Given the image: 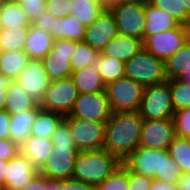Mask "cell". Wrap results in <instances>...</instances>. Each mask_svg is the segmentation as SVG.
<instances>
[{"mask_svg":"<svg viewBox=\"0 0 190 190\" xmlns=\"http://www.w3.org/2000/svg\"><path fill=\"white\" fill-rule=\"evenodd\" d=\"M143 121L139 111L112 112L106 122L103 149L123 162L131 152L139 147Z\"/></svg>","mask_w":190,"mask_h":190,"instance_id":"1","label":"cell"},{"mask_svg":"<svg viewBox=\"0 0 190 190\" xmlns=\"http://www.w3.org/2000/svg\"><path fill=\"white\" fill-rule=\"evenodd\" d=\"M122 162L105 149L79 151L72 178L93 185L103 182Z\"/></svg>","mask_w":190,"mask_h":190,"instance_id":"2","label":"cell"},{"mask_svg":"<svg viewBox=\"0 0 190 190\" xmlns=\"http://www.w3.org/2000/svg\"><path fill=\"white\" fill-rule=\"evenodd\" d=\"M125 77L144 87L167 81L164 61L144 49L125 62Z\"/></svg>","mask_w":190,"mask_h":190,"instance_id":"3","label":"cell"},{"mask_svg":"<svg viewBox=\"0 0 190 190\" xmlns=\"http://www.w3.org/2000/svg\"><path fill=\"white\" fill-rule=\"evenodd\" d=\"M144 86L134 80L122 77L105 86L111 112L139 111Z\"/></svg>","mask_w":190,"mask_h":190,"instance_id":"4","label":"cell"},{"mask_svg":"<svg viewBox=\"0 0 190 190\" xmlns=\"http://www.w3.org/2000/svg\"><path fill=\"white\" fill-rule=\"evenodd\" d=\"M174 112L169 80L144 87L139 109L140 116L144 120L172 119Z\"/></svg>","mask_w":190,"mask_h":190,"instance_id":"5","label":"cell"},{"mask_svg":"<svg viewBox=\"0 0 190 190\" xmlns=\"http://www.w3.org/2000/svg\"><path fill=\"white\" fill-rule=\"evenodd\" d=\"M78 90L72 77L50 81L44 93L40 108L69 115L78 98Z\"/></svg>","mask_w":190,"mask_h":190,"instance_id":"6","label":"cell"},{"mask_svg":"<svg viewBox=\"0 0 190 190\" xmlns=\"http://www.w3.org/2000/svg\"><path fill=\"white\" fill-rule=\"evenodd\" d=\"M78 151L100 150L104 147L106 122L65 117Z\"/></svg>","mask_w":190,"mask_h":190,"instance_id":"7","label":"cell"},{"mask_svg":"<svg viewBox=\"0 0 190 190\" xmlns=\"http://www.w3.org/2000/svg\"><path fill=\"white\" fill-rule=\"evenodd\" d=\"M190 26L181 24L165 32L148 35L143 40V49L165 61L189 40Z\"/></svg>","mask_w":190,"mask_h":190,"instance_id":"8","label":"cell"},{"mask_svg":"<svg viewBox=\"0 0 190 190\" xmlns=\"http://www.w3.org/2000/svg\"><path fill=\"white\" fill-rule=\"evenodd\" d=\"M168 153V150L137 147L124 159L122 164L129 171L162 181L163 158H166Z\"/></svg>","mask_w":190,"mask_h":190,"instance_id":"9","label":"cell"},{"mask_svg":"<svg viewBox=\"0 0 190 190\" xmlns=\"http://www.w3.org/2000/svg\"><path fill=\"white\" fill-rule=\"evenodd\" d=\"M76 49V42L55 39L53 47L42 59L50 81L72 76L71 57Z\"/></svg>","mask_w":190,"mask_h":190,"instance_id":"10","label":"cell"},{"mask_svg":"<svg viewBox=\"0 0 190 190\" xmlns=\"http://www.w3.org/2000/svg\"><path fill=\"white\" fill-rule=\"evenodd\" d=\"M113 13L118 33L144 40L145 4H115L108 7Z\"/></svg>","mask_w":190,"mask_h":190,"instance_id":"11","label":"cell"},{"mask_svg":"<svg viewBox=\"0 0 190 190\" xmlns=\"http://www.w3.org/2000/svg\"><path fill=\"white\" fill-rule=\"evenodd\" d=\"M111 113L106 92L98 91L95 93L79 94L70 114L65 117L107 122Z\"/></svg>","mask_w":190,"mask_h":190,"instance_id":"12","label":"cell"},{"mask_svg":"<svg viewBox=\"0 0 190 190\" xmlns=\"http://www.w3.org/2000/svg\"><path fill=\"white\" fill-rule=\"evenodd\" d=\"M175 137L173 119L144 120L139 147L168 150Z\"/></svg>","mask_w":190,"mask_h":190,"instance_id":"13","label":"cell"},{"mask_svg":"<svg viewBox=\"0 0 190 190\" xmlns=\"http://www.w3.org/2000/svg\"><path fill=\"white\" fill-rule=\"evenodd\" d=\"M26 91V93L40 105L44 93L49 86L48 78L42 60L30 59L25 68L15 80Z\"/></svg>","mask_w":190,"mask_h":190,"instance_id":"14","label":"cell"},{"mask_svg":"<svg viewBox=\"0 0 190 190\" xmlns=\"http://www.w3.org/2000/svg\"><path fill=\"white\" fill-rule=\"evenodd\" d=\"M77 148L53 146V152L47 158L46 163L39 172L53 181H61L72 178Z\"/></svg>","mask_w":190,"mask_h":190,"instance_id":"15","label":"cell"},{"mask_svg":"<svg viewBox=\"0 0 190 190\" xmlns=\"http://www.w3.org/2000/svg\"><path fill=\"white\" fill-rule=\"evenodd\" d=\"M118 34L116 20L109 8H105L90 25L86 26L84 42L101 52Z\"/></svg>","mask_w":190,"mask_h":190,"instance_id":"16","label":"cell"},{"mask_svg":"<svg viewBox=\"0 0 190 190\" xmlns=\"http://www.w3.org/2000/svg\"><path fill=\"white\" fill-rule=\"evenodd\" d=\"M6 190H22L39 172L32 162L21 152L8 161Z\"/></svg>","mask_w":190,"mask_h":190,"instance_id":"17","label":"cell"},{"mask_svg":"<svg viewBox=\"0 0 190 190\" xmlns=\"http://www.w3.org/2000/svg\"><path fill=\"white\" fill-rule=\"evenodd\" d=\"M142 49V39L118 33L100 53L113 59L127 62Z\"/></svg>","mask_w":190,"mask_h":190,"instance_id":"18","label":"cell"},{"mask_svg":"<svg viewBox=\"0 0 190 190\" xmlns=\"http://www.w3.org/2000/svg\"><path fill=\"white\" fill-rule=\"evenodd\" d=\"M146 23L144 29V39L148 35H153L166 30L177 28L181 23L165 10L155 7L149 2L145 3Z\"/></svg>","mask_w":190,"mask_h":190,"instance_id":"19","label":"cell"},{"mask_svg":"<svg viewBox=\"0 0 190 190\" xmlns=\"http://www.w3.org/2000/svg\"><path fill=\"white\" fill-rule=\"evenodd\" d=\"M53 146L52 139L30 135L19 147L20 152L39 170L53 152Z\"/></svg>","mask_w":190,"mask_h":190,"instance_id":"20","label":"cell"},{"mask_svg":"<svg viewBox=\"0 0 190 190\" xmlns=\"http://www.w3.org/2000/svg\"><path fill=\"white\" fill-rule=\"evenodd\" d=\"M53 36L44 30L30 26L24 51L30 59L42 60L53 47Z\"/></svg>","mask_w":190,"mask_h":190,"instance_id":"21","label":"cell"},{"mask_svg":"<svg viewBox=\"0 0 190 190\" xmlns=\"http://www.w3.org/2000/svg\"><path fill=\"white\" fill-rule=\"evenodd\" d=\"M86 26L82 24L72 14L57 18L53 24V30L50 34L53 39L70 40L81 42L84 40Z\"/></svg>","mask_w":190,"mask_h":190,"instance_id":"22","label":"cell"},{"mask_svg":"<svg viewBox=\"0 0 190 190\" xmlns=\"http://www.w3.org/2000/svg\"><path fill=\"white\" fill-rule=\"evenodd\" d=\"M38 105L32 110H27L21 114H10V139L18 146H21L31 135V127L40 110Z\"/></svg>","mask_w":190,"mask_h":190,"instance_id":"23","label":"cell"},{"mask_svg":"<svg viewBox=\"0 0 190 190\" xmlns=\"http://www.w3.org/2000/svg\"><path fill=\"white\" fill-rule=\"evenodd\" d=\"M6 93L4 109L10 114H21L38 106L15 80L11 82Z\"/></svg>","mask_w":190,"mask_h":190,"instance_id":"24","label":"cell"},{"mask_svg":"<svg viewBox=\"0 0 190 190\" xmlns=\"http://www.w3.org/2000/svg\"><path fill=\"white\" fill-rule=\"evenodd\" d=\"M71 77L79 94L105 91V85L101 80L96 64L72 72Z\"/></svg>","mask_w":190,"mask_h":190,"instance_id":"25","label":"cell"},{"mask_svg":"<svg viewBox=\"0 0 190 190\" xmlns=\"http://www.w3.org/2000/svg\"><path fill=\"white\" fill-rule=\"evenodd\" d=\"M164 67L167 80L181 79L190 72V39L164 61Z\"/></svg>","mask_w":190,"mask_h":190,"instance_id":"26","label":"cell"},{"mask_svg":"<svg viewBox=\"0 0 190 190\" xmlns=\"http://www.w3.org/2000/svg\"><path fill=\"white\" fill-rule=\"evenodd\" d=\"M29 60L24 50L0 51V73L12 81L16 80Z\"/></svg>","mask_w":190,"mask_h":190,"instance_id":"27","label":"cell"},{"mask_svg":"<svg viewBox=\"0 0 190 190\" xmlns=\"http://www.w3.org/2000/svg\"><path fill=\"white\" fill-rule=\"evenodd\" d=\"M64 118L62 114L40 109L31 127V135L51 139Z\"/></svg>","mask_w":190,"mask_h":190,"instance_id":"28","label":"cell"},{"mask_svg":"<svg viewBox=\"0 0 190 190\" xmlns=\"http://www.w3.org/2000/svg\"><path fill=\"white\" fill-rule=\"evenodd\" d=\"M0 21L2 28H24L31 26V22L25 14L22 5L14 0H6L0 9Z\"/></svg>","mask_w":190,"mask_h":190,"instance_id":"29","label":"cell"},{"mask_svg":"<svg viewBox=\"0 0 190 190\" xmlns=\"http://www.w3.org/2000/svg\"><path fill=\"white\" fill-rule=\"evenodd\" d=\"M104 9L96 0H72L71 14L85 26H90Z\"/></svg>","mask_w":190,"mask_h":190,"instance_id":"30","label":"cell"},{"mask_svg":"<svg viewBox=\"0 0 190 190\" xmlns=\"http://www.w3.org/2000/svg\"><path fill=\"white\" fill-rule=\"evenodd\" d=\"M96 65L105 86L110 82L125 77V62L123 61L113 59L100 53Z\"/></svg>","mask_w":190,"mask_h":190,"instance_id":"31","label":"cell"},{"mask_svg":"<svg viewBox=\"0 0 190 190\" xmlns=\"http://www.w3.org/2000/svg\"><path fill=\"white\" fill-rule=\"evenodd\" d=\"M148 2L165 10L181 24L190 26V0H148Z\"/></svg>","mask_w":190,"mask_h":190,"instance_id":"32","label":"cell"},{"mask_svg":"<svg viewBox=\"0 0 190 190\" xmlns=\"http://www.w3.org/2000/svg\"><path fill=\"white\" fill-rule=\"evenodd\" d=\"M29 27L1 28L0 51L24 50Z\"/></svg>","mask_w":190,"mask_h":190,"instance_id":"33","label":"cell"},{"mask_svg":"<svg viewBox=\"0 0 190 190\" xmlns=\"http://www.w3.org/2000/svg\"><path fill=\"white\" fill-rule=\"evenodd\" d=\"M168 151L181 174L190 173V139L175 137Z\"/></svg>","mask_w":190,"mask_h":190,"instance_id":"34","label":"cell"},{"mask_svg":"<svg viewBox=\"0 0 190 190\" xmlns=\"http://www.w3.org/2000/svg\"><path fill=\"white\" fill-rule=\"evenodd\" d=\"M99 54L100 52L90 47L84 41L76 42V49L71 57L73 72L96 64Z\"/></svg>","mask_w":190,"mask_h":190,"instance_id":"35","label":"cell"},{"mask_svg":"<svg viewBox=\"0 0 190 190\" xmlns=\"http://www.w3.org/2000/svg\"><path fill=\"white\" fill-rule=\"evenodd\" d=\"M169 89L175 111L190 107V83L172 79L169 80Z\"/></svg>","mask_w":190,"mask_h":190,"instance_id":"36","label":"cell"},{"mask_svg":"<svg viewBox=\"0 0 190 190\" xmlns=\"http://www.w3.org/2000/svg\"><path fill=\"white\" fill-rule=\"evenodd\" d=\"M95 190H129V170L121 164Z\"/></svg>","mask_w":190,"mask_h":190,"instance_id":"37","label":"cell"},{"mask_svg":"<svg viewBox=\"0 0 190 190\" xmlns=\"http://www.w3.org/2000/svg\"><path fill=\"white\" fill-rule=\"evenodd\" d=\"M172 119L176 137L190 139V107L175 111Z\"/></svg>","mask_w":190,"mask_h":190,"instance_id":"38","label":"cell"},{"mask_svg":"<svg viewBox=\"0 0 190 190\" xmlns=\"http://www.w3.org/2000/svg\"><path fill=\"white\" fill-rule=\"evenodd\" d=\"M51 139L54 146L76 148V144L65 120L59 124Z\"/></svg>","mask_w":190,"mask_h":190,"instance_id":"39","label":"cell"},{"mask_svg":"<svg viewBox=\"0 0 190 190\" xmlns=\"http://www.w3.org/2000/svg\"><path fill=\"white\" fill-rule=\"evenodd\" d=\"M22 5V8L32 23L46 10V0H14Z\"/></svg>","mask_w":190,"mask_h":190,"instance_id":"40","label":"cell"},{"mask_svg":"<svg viewBox=\"0 0 190 190\" xmlns=\"http://www.w3.org/2000/svg\"><path fill=\"white\" fill-rule=\"evenodd\" d=\"M180 176V168L177 166L176 161L168 153L166 158H163L162 181L177 183Z\"/></svg>","mask_w":190,"mask_h":190,"instance_id":"41","label":"cell"},{"mask_svg":"<svg viewBox=\"0 0 190 190\" xmlns=\"http://www.w3.org/2000/svg\"><path fill=\"white\" fill-rule=\"evenodd\" d=\"M72 0H46V11L61 18L71 14Z\"/></svg>","mask_w":190,"mask_h":190,"instance_id":"42","label":"cell"},{"mask_svg":"<svg viewBox=\"0 0 190 190\" xmlns=\"http://www.w3.org/2000/svg\"><path fill=\"white\" fill-rule=\"evenodd\" d=\"M152 181V177L129 171V190H149Z\"/></svg>","mask_w":190,"mask_h":190,"instance_id":"43","label":"cell"},{"mask_svg":"<svg viewBox=\"0 0 190 190\" xmlns=\"http://www.w3.org/2000/svg\"><path fill=\"white\" fill-rule=\"evenodd\" d=\"M19 152L20 147L13 140L0 139V160L9 161Z\"/></svg>","mask_w":190,"mask_h":190,"instance_id":"44","label":"cell"},{"mask_svg":"<svg viewBox=\"0 0 190 190\" xmlns=\"http://www.w3.org/2000/svg\"><path fill=\"white\" fill-rule=\"evenodd\" d=\"M55 19L57 18L54 17L50 12H47L45 10L31 23V25L50 33L53 30V24Z\"/></svg>","mask_w":190,"mask_h":190,"instance_id":"45","label":"cell"},{"mask_svg":"<svg viewBox=\"0 0 190 190\" xmlns=\"http://www.w3.org/2000/svg\"><path fill=\"white\" fill-rule=\"evenodd\" d=\"M60 190H95V187L81 180L67 178L65 180H61Z\"/></svg>","mask_w":190,"mask_h":190,"instance_id":"46","label":"cell"},{"mask_svg":"<svg viewBox=\"0 0 190 190\" xmlns=\"http://www.w3.org/2000/svg\"><path fill=\"white\" fill-rule=\"evenodd\" d=\"M10 113L5 109L0 110V139L10 138Z\"/></svg>","mask_w":190,"mask_h":190,"instance_id":"47","label":"cell"},{"mask_svg":"<svg viewBox=\"0 0 190 190\" xmlns=\"http://www.w3.org/2000/svg\"><path fill=\"white\" fill-rule=\"evenodd\" d=\"M22 190H45V176L38 172Z\"/></svg>","mask_w":190,"mask_h":190,"instance_id":"48","label":"cell"},{"mask_svg":"<svg viewBox=\"0 0 190 190\" xmlns=\"http://www.w3.org/2000/svg\"><path fill=\"white\" fill-rule=\"evenodd\" d=\"M12 80L0 73V110L4 109L6 100V91L8 90Z\"/></svg>","mask_w":190,"mask_h":190,"instance_id":"49","label":"cell"},{"mask_svg":"<svg viewBox=\"0 0 190 190\" xmlns=\"http://www.w3.org/2000/svg\"><path fill=\"white\" fill-rule=\"evenodd\" d=\"M149 190H178L177 183H168L153 179L150 184Z\"/></svg>","mask_w":190,"mask_h":190,"instance_id":"50","label":"cell"},{"mask_svg":"<svg viewBox=\"0 0 190 190\" xmlns=\"http://www.w3.org/2000/svg\"><path fill=\"white\" fill-rule=\"evenodd\" d=\"M178 190H190V173L181 174L177 182Z\"/></svg>","mask_w":190,"mask_h":190,"instance_id":"51","label":"cell"},{"mask_svg":"<svg viewBox=\"0 0 190 190\" xmlns=\"http://www.w3.org/2000/svg\"><path fill=\"white\" fill-rule=\"evenodd\" d=\"M8 167V161L0 160V189L4 188L6 184V171Z\"/></svg>","mask_w":190,"mask_h":190,"instance_id":"52","label":"cell"},{"mask_svg":"<svg viewBox=\"0 0 190 190\" xmlns=\"http://www.w3.org/2000/svg\"><path fill=\"white\" fill-rule=\"evenodd\" d=\"M61 181H53L45 177V190H60Z\"/></svg>","mask_w":190,"mask_h":190,"instance_id":"53","label":"cell"},{"mask_svg":"<svg viewBox=\"0 0 190 190\" xmlns=\"http://www.w3.org/2000/svg\"><path fill=\"white\" fill-rule=\"evenodd\" d=\"M147 2H148V0H111V5L122 4V3H127V4H145Z\"/></svg>","mask_w":190,"mask_h":190,"instance_id":"54","label":"cell"},{"mask_svg":"<svg viewBox=\"0 0 190 190\" xmlns=\"http://www.w3.org/2000/svg\"><path fill=\"white\" fill-rule=\"evenodd\" d=\"M105 8H108L111 5V0H96Z\"/></svg>","mask_w":190,"mask_h":190,"instance_id":"55","label":"cell"},{"mask_svg":"<svg viewBox=\"0 0 190 190\" xmlns=\"http://www.w3.org/2000/svg\"><path fill=\"white\" fill-rule=\"evenodd\" d=\"M183 81L190 83V72L183 75L181 78Z\"/></svg>","mask_w":190,"mask_h":190,"instance_id":"56","label":"cell"},{"mask_svg":"<svg viewBox=\"0 0 190 190\" xmlns=\"http://www.w3.org/2000/svg\"><path fill=\"white\" fill-rule=\"evenodd\" d=\"M6 0H0V9L3 7V5L5 4Z\"/></svg>","mask_w":190,"mask_h":190,"instance_id":"57","label":"cell"}]
</instances>
